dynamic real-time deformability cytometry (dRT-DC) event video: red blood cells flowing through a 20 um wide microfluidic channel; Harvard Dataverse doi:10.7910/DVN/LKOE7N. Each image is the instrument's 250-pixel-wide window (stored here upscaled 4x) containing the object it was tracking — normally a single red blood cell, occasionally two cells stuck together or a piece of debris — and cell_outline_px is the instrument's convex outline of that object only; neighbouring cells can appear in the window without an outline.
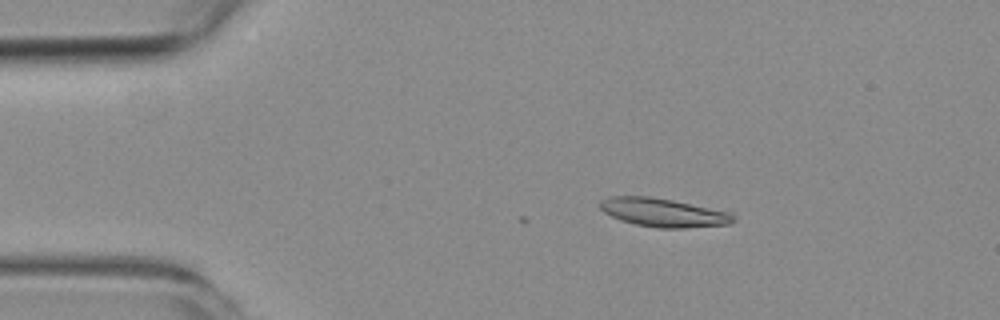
{"species": "common noctule bat (a hibernating species)", "species_latin": "Nyctalus noctula", "temperature_condition": "room temperature", "stored_images_in_passage": 2, "camera_frame_rate_fps": 3000, "um_per_image_px": 0.085, "animal": {"sex": "female", "body_mass_g": 19.3, "forearm_length_mm": 54.1}, "frame": {"image": 1, "passage_image": 2, "time_ms": 1.0, "image_size_px": [1000, 320], "cell_outline_px": [[732, 220], [728, 224], [684, 228], [656, 228], [636, 224], [620, 220], [604, 212], [600, 208], [600, 200], [612, 196], [648, 196], [672, 200], [732, 212]], "centroid_in_image_um": [56.34, 18.06], "position_along_channel_um": 28.7, "area_um2": 21.96}}